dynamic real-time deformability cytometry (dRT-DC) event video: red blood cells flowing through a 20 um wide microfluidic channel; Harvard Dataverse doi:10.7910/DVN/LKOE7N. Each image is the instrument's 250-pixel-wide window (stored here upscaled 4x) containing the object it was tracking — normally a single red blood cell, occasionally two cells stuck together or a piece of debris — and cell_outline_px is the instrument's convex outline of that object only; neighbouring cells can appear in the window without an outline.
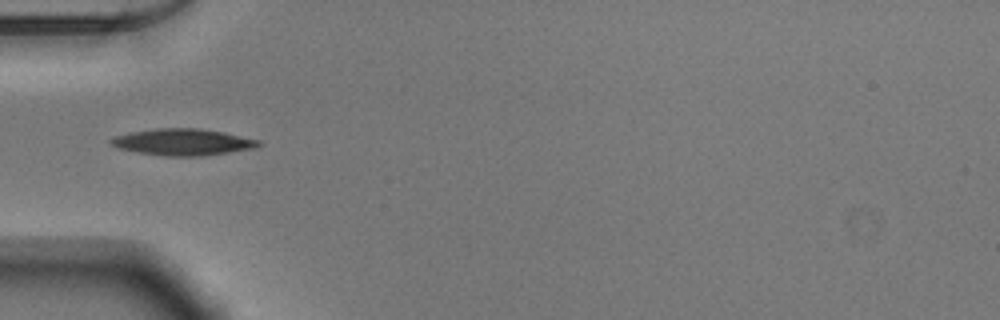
{"species": "Egyptian fruit bat (a non-hibernating species)", "species_latin": "Rousettus aegyptiacus", "temperature_condition": "warm", "stored_images_in_passage": 36, "camera_frame_rate_fps": 3000, "um_per_image_px": 0.085, "animal": {"sex": "male"}, "frame": {"image": 1, "passage_image": 1, "time_ms": 0.0, "image_size_px": [1000, 320], "cell_outline_px": [[260, 144], [252, 148], [204, 156], [164, 156], [116, 148], [108, 140], [112, 136], [132, 132], [156, 128], [200, 128], [224, 132], [260, 140]], "centroid_in_image_um": [15.5, 12.07], "position_along_channel_um": 69.5, "area_um2": 22.77}}
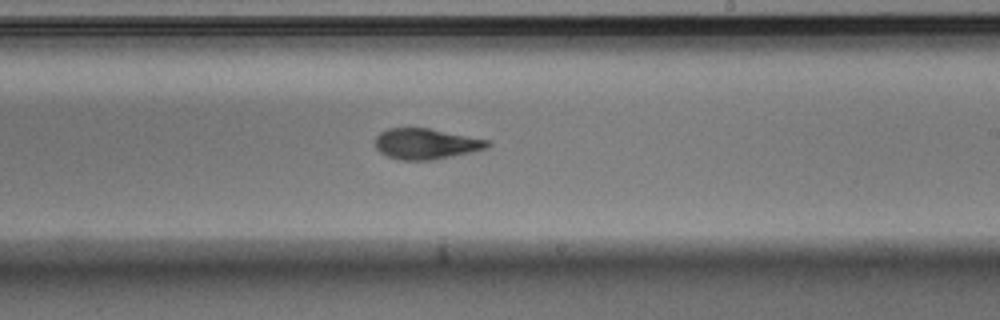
{"frame": {"image": 2, "passage_image": 15, "time_ms": 4.667, "image_size_px": [1000, 320], "cell_outline_px": [[492, 144], [488, 148], [432, 160], [400, 160], [388, 156], [380, 152], [376, 148], [376, 136], [380, 132], [388, 128], [428, 128], [492, 140]], "centroid_in_image_um": [36.24, 12.22], "position_along_channel_um": 252.8, "area_um2": 20.11}}
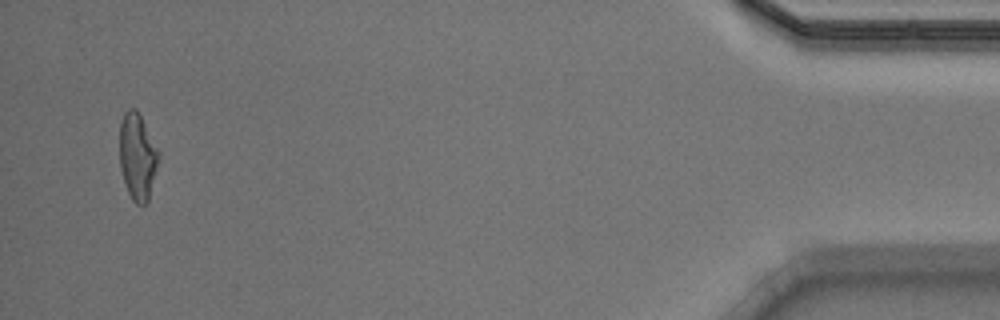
{"frame": {"image": 3, "passage_image": 34, "time_ms": 11.0, "image_size_px": [1000, 320], "cell_outline_px": [[160, 152], [148, 204], [136, 204], [132, 200], [128, 192], [120, 168], [120, 124], [124, 112], [128, 108], [136, 108]], "centroid_in_image_um": [11.68, 13.31], "position_along_channel_um": 423.5, "area_um2": 19.65}, "authors_computed_cell_mechanics": {"area_um2": 20.5479, "velocity_mm_per_s": 3.9186, "shape_relaxation_time_tau1_ms": 3.7456, "shape_relaxation_time_tau2_ms": 2.0119, "deformation_change_tau1": 0.1562, "deformation_change_tau2": 0.0894}}